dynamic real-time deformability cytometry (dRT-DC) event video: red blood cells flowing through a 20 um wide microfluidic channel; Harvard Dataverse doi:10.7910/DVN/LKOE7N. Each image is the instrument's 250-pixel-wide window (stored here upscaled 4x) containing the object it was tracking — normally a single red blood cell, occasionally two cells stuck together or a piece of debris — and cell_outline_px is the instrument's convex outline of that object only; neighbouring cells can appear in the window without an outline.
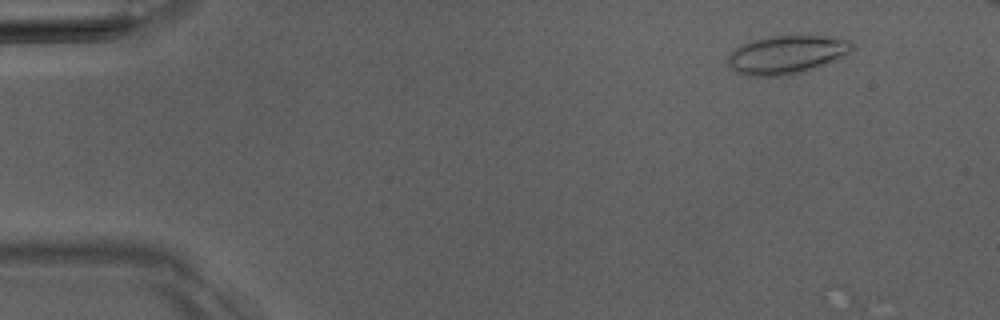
{"species": "Egyptian fruit bat (a non-hibernating species)", "species_latin": "Rousettus aegyptiacus", "temperature_condition": "room temperature", "stored_images_in_passage": 5, "camera_frame_rate_fps": 3000, "um_per_image_px": 0.085, "animal": {"sex": "male"}, "frame": {"image": 1, "passage_image": 2, "time_ms": 1.0, "image_size_px": [1000, 320], "cell_outline_px": [[856, 48], [852, 52], [836, 60], [816, 68], [804, 72], [784, 76], [748, 76], [736, 72], [728, 64], [728, 56], [736, 48], [744, 44], [756, 40], [772, 36], [828, 36], [852, 40], [856, 44]], "centroid_in_image_um": [66.97, 4.66], "position_along_channel_um": 18.0, "area_um2": 27.98}}